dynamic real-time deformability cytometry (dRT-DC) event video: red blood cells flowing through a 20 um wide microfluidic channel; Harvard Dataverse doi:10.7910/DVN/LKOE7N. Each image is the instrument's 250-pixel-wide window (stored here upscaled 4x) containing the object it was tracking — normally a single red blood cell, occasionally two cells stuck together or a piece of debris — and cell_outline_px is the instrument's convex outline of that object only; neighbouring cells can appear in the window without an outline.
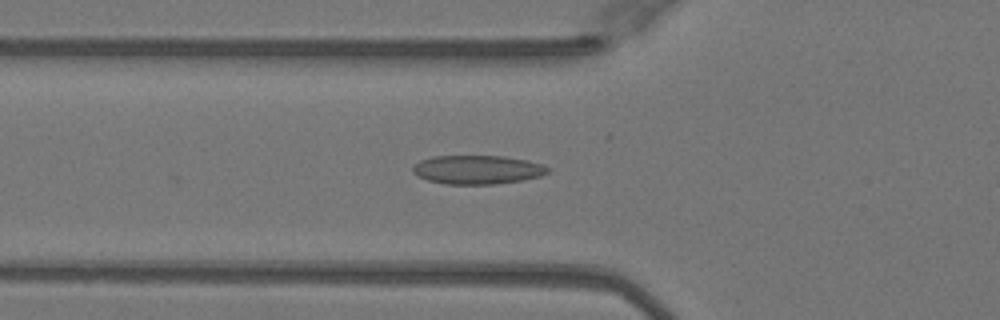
{"species": "Egyptian fruit bat (a non-hibernating species)", "species_latin": "Rousettus aegyptiacus", "temperature_condition": "warm", "stored_images_in_passage": 36, "camera_frame_rate_fps": 3000, "um_per_image_px": 0.085, "animal": {"sex": "female"}, "frame": {"image": 1, "passage_image": 4, "time_ms": 1.0, "image_size_px": [1000, 320], "cell_outline_px": [[548, 172], [540, 176], [524, 180], [492, 184], [444, 184], [428, 180], [416, 176], [412, 172], [412, 164], [420, 160], [432, 156], [504, 156], [528, 160], [540, 164], [548, 168]], "centroid_in_image_um": [40.52, 14.42], "position_along_channel_um": 85.3, "area_um2": 22.77}}
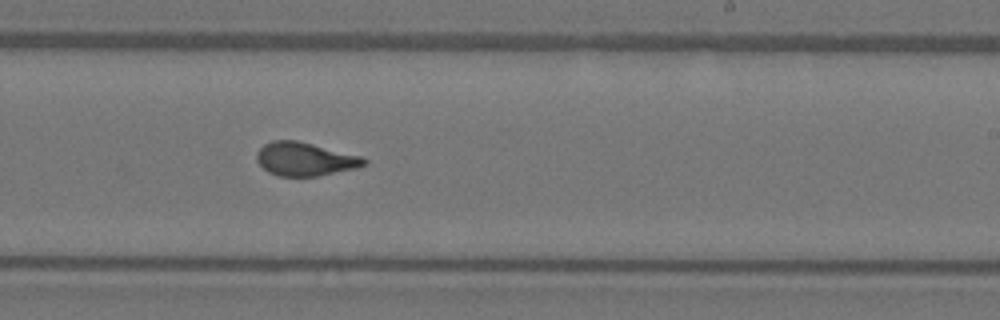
{"frame": {"image": 2, "passage_image": 17, "time_ms": 5.333, "image_size_px": [1000, 320], "cell_outline_px": [[368, 164], [356, 168], [316, 176], [280, 176], [268, 172], [256, 160], [256, 152], [264, 144], [272, 140], [296, 140], [364, 156], [368, 160]], "centroid_in_image_um": [25.95, 13.51], "position_along_channel_um": 263.1, "area_um2": 21.04}}
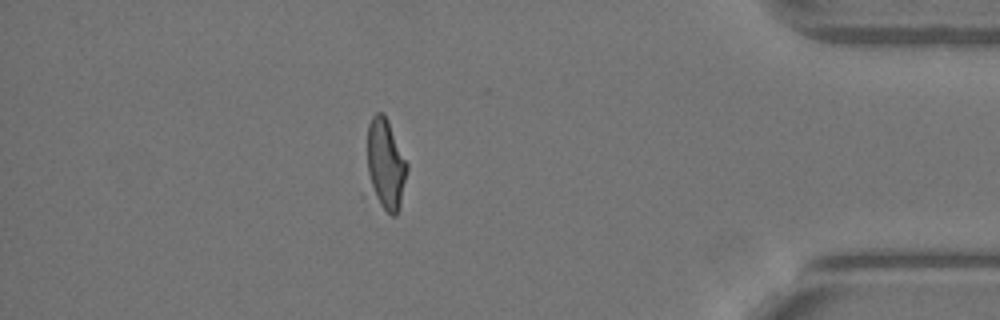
{"frame": {"image": 3, "passage_image": 30, "time_ms": 9.667, "image_size_px": [1000, 320], "cell_outline_px": [[408, 168], [400, 204], [396, 216], [392, 216], [368, 192], [368, 124], [372, 116], [376, 112], [384, 112], [388, 120], [408, 164]], "centroid_in_image_um": [32.76, 13.97], "position_along_channel_um": 402.4, "area_um2": 21.33}, "authors_computed_cell_mechanics": {"area_um2": 21.097, "velocity_mm_per_s": 4.0876, "shape_relaxation_time_tau1_ms": 6.1059, "shape_relaxation_time_tau2_ms": 0.8278, "deformation_change_tau1": 0.2019, "deformation_change_tau2": 0.07}}